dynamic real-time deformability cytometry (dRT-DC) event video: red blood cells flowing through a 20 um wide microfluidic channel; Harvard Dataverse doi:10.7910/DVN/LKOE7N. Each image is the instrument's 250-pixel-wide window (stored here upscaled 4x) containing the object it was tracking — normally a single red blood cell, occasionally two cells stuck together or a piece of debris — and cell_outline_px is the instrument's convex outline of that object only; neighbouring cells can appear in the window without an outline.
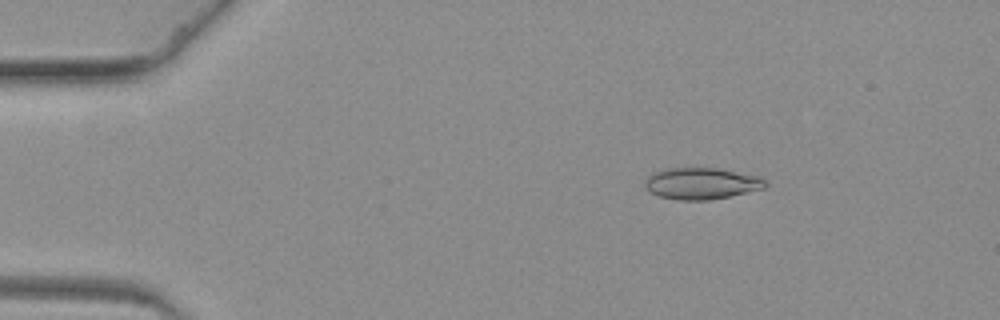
{"species": "common noctule bat (a hibernating species)", "species_latin": "Nyctalus noctula", "temperature_condition": "warm", "stored_images_in_passage": 63, "camera_frame_rate_fps": 3000, "um_per_image_px": 0.085, "animal": {"sex": "female", "body_mass_g": 19.3, "forearm_length_mm": 54.1}, "frame": {"image": 1, "passage_image": 10, "time_ms": 3.0, "image_size_px": [1000, 320], "cell_outline_px": [[768, 184], [764, 188], [728, 196], [708, 200], [676, 200], [660, 196], [652, 192], [644, 184], [648, 176], [656, 172], [668, 168], [720, 168], [760, 176]], "centroid_in_image_um": [59.66, 15.58], "position_along_channel_um": 25.3, "area_um2": 21.91}}
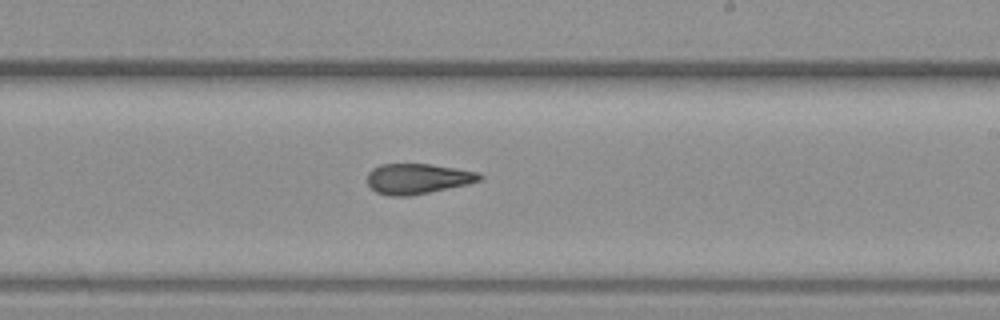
{"frame": {"image": 2, "passage_image": 38, "time_ms": 12.333, "image_size_px": [1000, 320], "cell_outline_px": [[484, 176], [480, 180], [468, 184], [408, 196], [388, 196], [376, 192], [368, 184], [368, 172], [372, 168], [380, 164], [428, 164], [456, 168], [480, 172]], "centroid_in_image_um": [35.5, 15.18], "position_along_channel_um": 253.5, "area_um2": 19.83}}
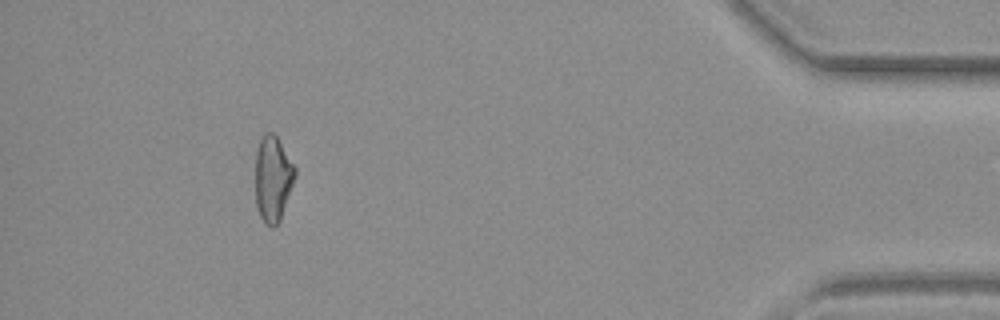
{"frame": {"image": 3, "passage_image": 58, "time_ms": 19.0, "image_size_px": [1000, 320], "cell_outline_px": [[296, 176], [280, 220], [272, 228], [264, 224], [260, 216], [256, 204], [256, 152], [260, 140], [264, 132], [272, 132], [276, 136], [296, 168]], "centroid_in_image_um": [23.19, 15.2], "position_along_channel_um": 412.0, "area_um2": 19.71}}